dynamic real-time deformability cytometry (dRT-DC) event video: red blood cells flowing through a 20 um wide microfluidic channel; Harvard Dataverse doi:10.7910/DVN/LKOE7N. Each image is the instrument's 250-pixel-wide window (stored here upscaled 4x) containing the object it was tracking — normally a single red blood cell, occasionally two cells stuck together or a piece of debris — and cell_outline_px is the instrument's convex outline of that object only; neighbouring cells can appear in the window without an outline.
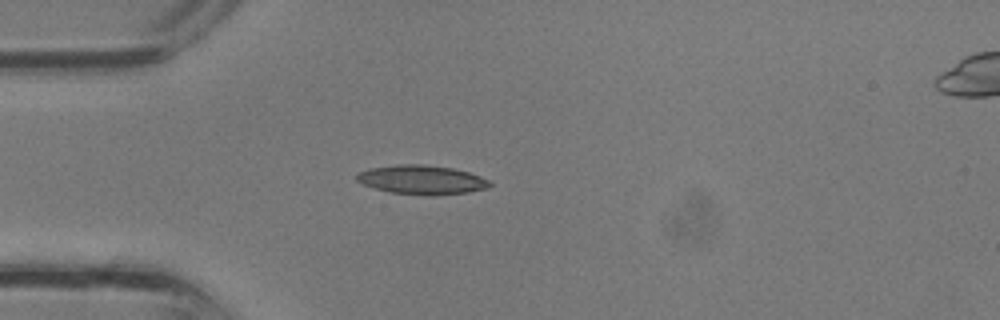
{"species": "common noctule bat (a hibernating species)", "species_latin": "Nyctalus noctula", "temperature_condition": "room temperature", "stored_images_in_passage": 33, "camera_frame_rate_fps": 3000, "um_per_image_px": 0.085, "animal": {"sex": "male", "body_mass_g": 13.3}, "frame": {"image": 1, "passage_image": 8, "time_ms": 2.333, "image_size_px": [1000, 320], "cell_outline_px": [[492, 184], [488, 188], [468, 192], [436, 196], [428, 196], [388, 192], [364, 184], [356, 180], [356, 172], [368, 168], [396, 164], [424, 164], [452, 168], [468, 172], [480, 176], [488, 180]], "centroid_in_image_um": [35.83, 15.28], "position_along_channel_um": 49.2, "area_um2": 22.83}}
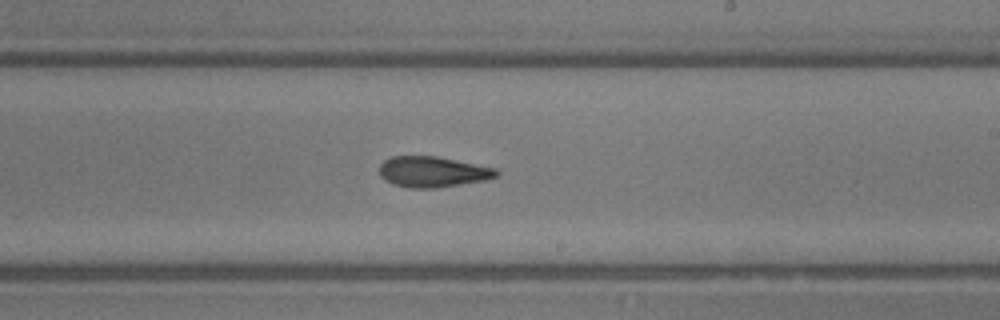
{"frame": {"image": 2, "passage_image": 19, "time_ms": 6.0, "image_size_px": [1000, 320], "cell_outline_px": [[500, 172], [496, 176], [488, 180], [436, 188], [408, 188], [392, 184], [384, 180], [380, 176], [380, 164], [384, 160], [392, 156], [436, 156], [496, 168]], "centroid_in_image_um": [36.77, 14.61], "position_along_channel_um": 252.2, "area_um2": 21.1}}
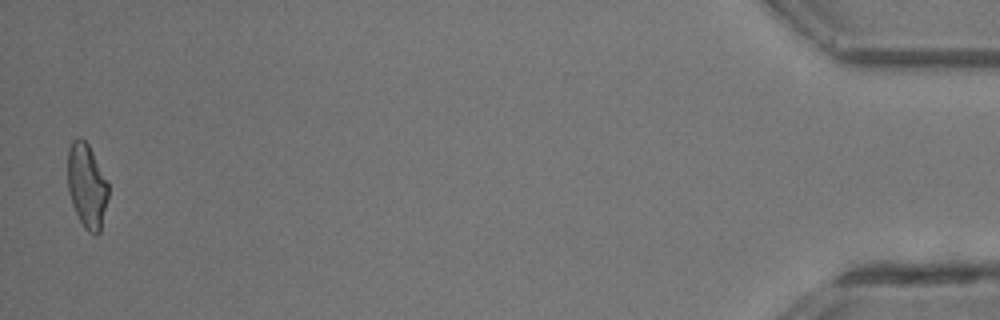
{"frame": {"image": 3, "passage_image": 33, "time_ms": 10.667, "image_size_px": [1000, 320], "cell_outline_px": [[108, 196], [100, 232], [88, 232], [84, 228], [72, 204], [68, 188], [68, 148], [72, 140], [76, 136], [80, 136], [88, 144], [108, 184]], "centroid_in_image_um": [7.36, 15.76], "position_along_channel_um": 427.8, "area_um2": 19.65}}